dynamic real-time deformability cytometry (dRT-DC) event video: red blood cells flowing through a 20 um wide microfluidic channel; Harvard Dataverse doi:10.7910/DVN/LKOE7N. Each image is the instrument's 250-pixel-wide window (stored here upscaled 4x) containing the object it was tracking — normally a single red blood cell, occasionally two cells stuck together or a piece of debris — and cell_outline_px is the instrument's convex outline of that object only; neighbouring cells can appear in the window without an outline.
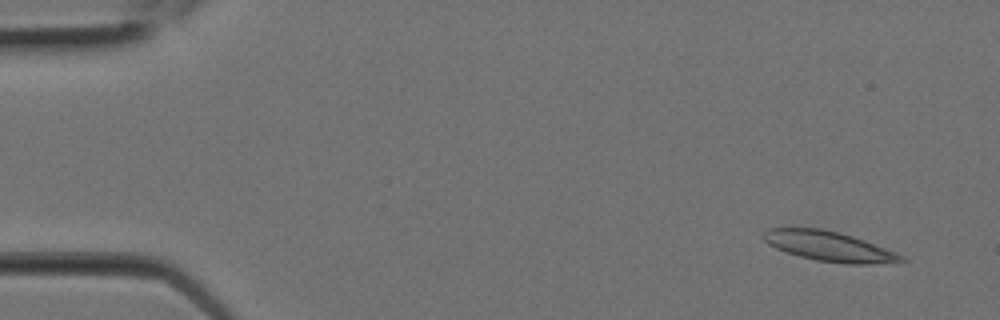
{"species": "Egyptian fruit bat (a non-hibernating species)", "species_latin": "Rousettus aegyptiacus", "temperature_condition": "room temperature", "stored_images_in_passage": 2, "camera_frame_rate_fps": 3000, "um_per_image_px": 0.085, "animal": {"sex": "female"}, "frame": {"image": 1, "passage_image": 1, "time_ms": 0.0, "image_size_px": [1000, 320], "cell_outline_px": [[908, 260], [868, 264], [848, 264], [816, 260], [800, 256], [776, 248], [768, 244], [760, 236], [768, 228], [824, 228], [840, 232], [864, 240], [896, 252], [904, 256]], "centroid_in_image_um": [70.45, 20.92], "position_along_channel_um": 14.6, "area_um2": 23.87}}